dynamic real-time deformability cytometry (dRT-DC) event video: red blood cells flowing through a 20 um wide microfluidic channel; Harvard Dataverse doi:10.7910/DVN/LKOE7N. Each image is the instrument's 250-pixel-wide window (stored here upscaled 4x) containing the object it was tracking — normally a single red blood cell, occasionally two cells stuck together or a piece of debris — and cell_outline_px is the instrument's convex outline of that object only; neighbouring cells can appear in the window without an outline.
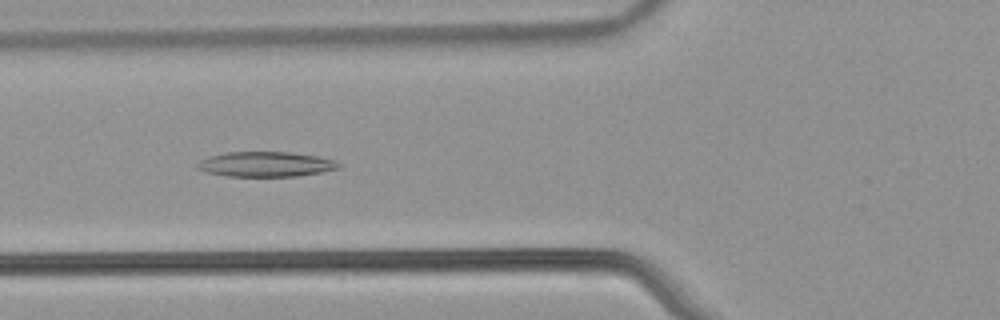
{"species": "common noctule bat (a hibernating species)", "species_latin": "Nyctalus noctula", "temperature_condition": "warm", "stored_images_in_passage": 54, "camera_frame_rate_fps": 3000, "um_per_image_px": 0.085, "animal": {"sex": "male", "body_mass_g": 21.5, "forearm_length_mm": 52.0}, "frame": {"image": 1, "passage_image": 21, "time_ms": 6.667, "image_size_px": [1000, 320], "cell_outline_px": [[340, 168], [324, 172], [296, 176], [228, 176], [204, 172], [196, 168], [196, 164], [200, 160], [208, 156], [228, 152], [288, 152], [316, 156], [336, 160], [340, 164]], "centroid_in_image_um": [22.58, 13.96], "position_along_channel_um": 103.2, "area_um2": 20.69}}
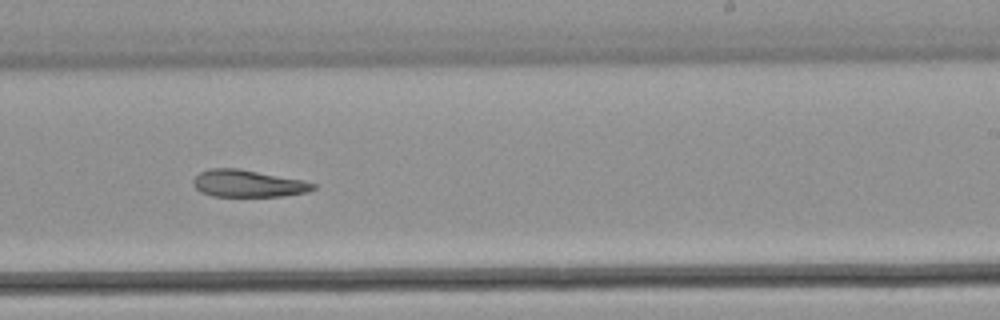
{"frame": {"image": 2, "passage_image": 34, "time_ms": 11.0, "image_size_px": [1000, 320], "cell_outline_px": [[316, 188], [308, 192], [284, 196], [212, 196], [200, 192], [192, 184], [192, 180], [200, 172], [208, 168], [240, 168], [304, 180], [316, 184]], "centroid_in_image_um": [21.08, 15.59], "position_along_channel_um": 267.9, "area_um2": 19.19}}
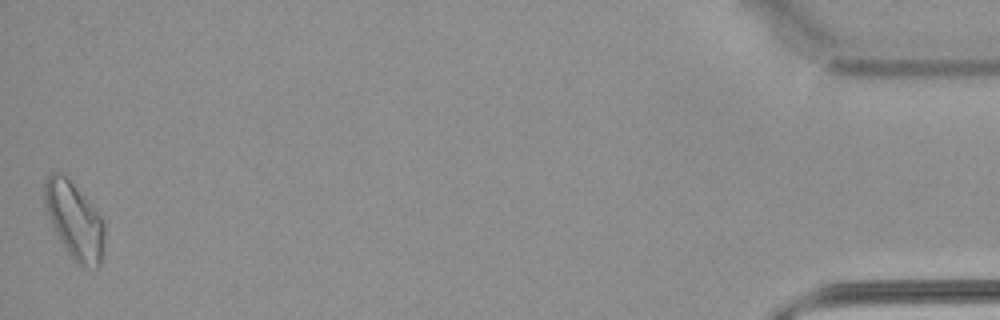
{"frame": {"image": 3, "passage_image": 54, "time_ms": 17.667, "image_size_px": [1000, 320], "cell_outline_px": [[104, 236], [100, 264], [96, 268], [80, 268], [72, 260], [64, 248], [52, 224], [44, 204], [44, 180], [52, 172], [60, 172], [72, 184], [104, 220]], "centroid_in_image_um": [6.31, 18.81], "position_along_channel_um": 428.9, "area_um2": 26.41}, "authors_computed_cell_mechanics": {"area_um2": 21.9929, "velocity_mm_per_s": 3.802, "shape_relaxation_time_tau1_ms": null, "shape_relaxation_time_tau2_ms": 11.3707, "deformation_change_tau1": null, "deformation_change_tau2": 0.2298}}